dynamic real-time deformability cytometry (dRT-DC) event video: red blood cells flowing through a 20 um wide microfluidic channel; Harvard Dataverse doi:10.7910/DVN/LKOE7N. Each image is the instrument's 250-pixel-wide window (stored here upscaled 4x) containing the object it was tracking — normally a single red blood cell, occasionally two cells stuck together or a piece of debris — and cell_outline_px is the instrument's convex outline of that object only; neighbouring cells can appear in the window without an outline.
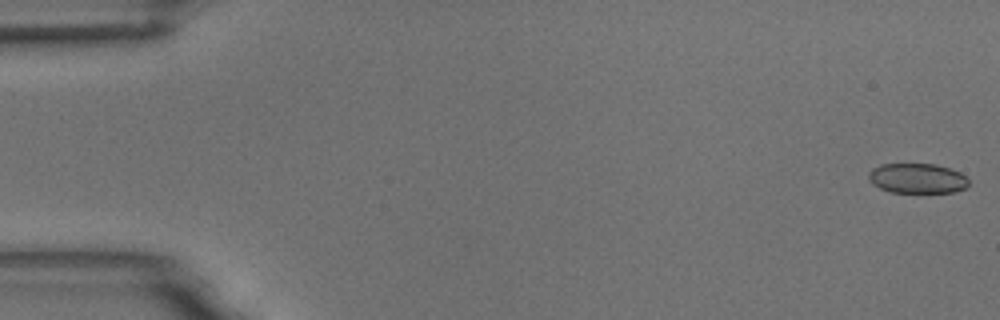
{"species": "common noctule bat (a hibernating species)", "species_latin": "Nyctalus noctula", "temperature_condition": "room temperature", "stored_images_in_passage": 8, "camera_frame_rate_fps": 3000, "um_per_image_px": 0.085, "animal": {"sex": "male", "body_mass_g": 18.8}, "frame": {"image": 1, "passage_image": 1, "time_ms": 0.0, "image_size_px": [1000, 320], "cell_outline_px": [[968, 184], [964, 188], [952, 192], [892, 192], [880, 188], [872, 184], [868, 180], [868, 172], [872, 168], [880, 164], [936, 164], [952, 168], [960, 172], [968, 180]], "centroid_in_image_um": [77.93, 15.14], "position_along_channel_um": 7.1, "area_um2": 17.51}}